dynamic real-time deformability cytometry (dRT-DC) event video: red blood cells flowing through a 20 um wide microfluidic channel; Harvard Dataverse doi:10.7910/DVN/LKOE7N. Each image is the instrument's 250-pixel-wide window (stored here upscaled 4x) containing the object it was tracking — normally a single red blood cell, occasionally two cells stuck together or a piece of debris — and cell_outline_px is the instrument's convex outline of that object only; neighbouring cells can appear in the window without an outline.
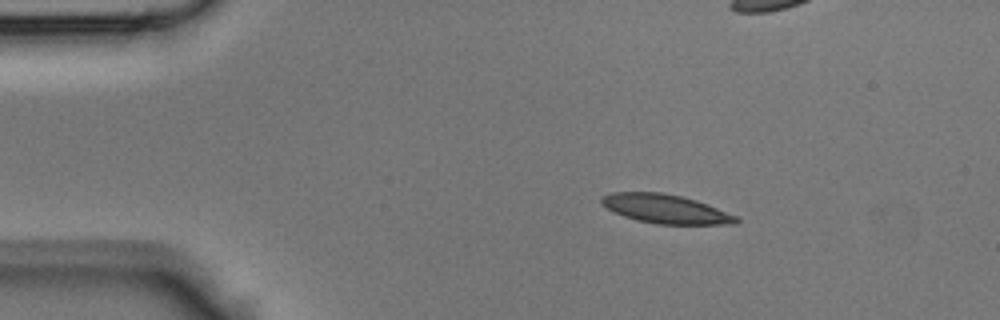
{"species": "Egyptian fruit bat (a non-hibernating species)", "species_latin": "Rousettus aegyptiacus", "temperature_condition": "room temperature", "stored_images_in_passage": 38, "camera_frame_rate_fps": 3000, "um_per_image_px": 0.085, "animal": {"sex": "male"}, "frame": {"image": 1, "passage_image": 1, "time_ms": 0.0, "image_size_px": [1000, 320], "cell_outline_px": [[740, 220], [736, 224], [656, 224], [636, 220], [624, 216], [608, 208], [600, 200], [600, 196], [612, 192], [660, 192], [680, 196], [696, 200], [708, 204], [736, 216]], "centroid_in_image_um": [56.58, 17.75], "position_along_channel_um": 28.4, "area_um2": 22.54}}
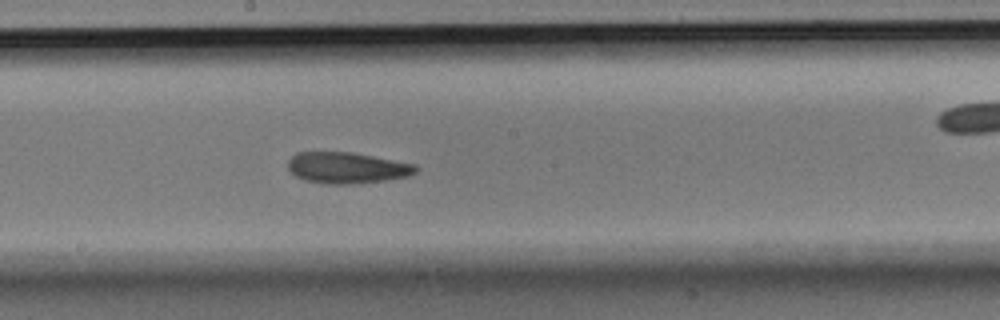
{"frame": {"image": 2, "passage_image": 17, "time_ms": 5.333, "image_size_px": [1000, 320], "cell_outline_px": [[420, 168], [416, 172], [408, 176], [388, 180], [348, 184], [324, 184], [304, 180], [296, 176], [288, 168], [288, 160], [296, 152], [352, 152], [416, 164]], "centroid_in_image_um": [29.51, 14.26], "position_along_channel_um": 218.7, "area_um2": 23.35}}
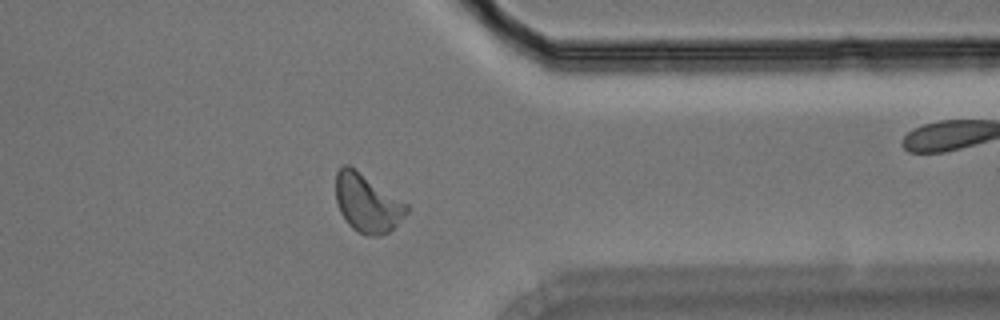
{"frame": {"image": 3, "passage_image": 28, "time_ms": 9.0, "image_size_px": [1000, 320], "cell_outline_px": [[408, 212], [388, 232], [380, 236], [368, 236], [352, 228], [348, 224], [340, 212], [336, 200], [336, 172], [344, 164], [348, 164], [408, 204]], "centroid_in_image_um": [31.2, 17.26], "position_along_channel_um": 380.2, "area_um2": 23.76}}